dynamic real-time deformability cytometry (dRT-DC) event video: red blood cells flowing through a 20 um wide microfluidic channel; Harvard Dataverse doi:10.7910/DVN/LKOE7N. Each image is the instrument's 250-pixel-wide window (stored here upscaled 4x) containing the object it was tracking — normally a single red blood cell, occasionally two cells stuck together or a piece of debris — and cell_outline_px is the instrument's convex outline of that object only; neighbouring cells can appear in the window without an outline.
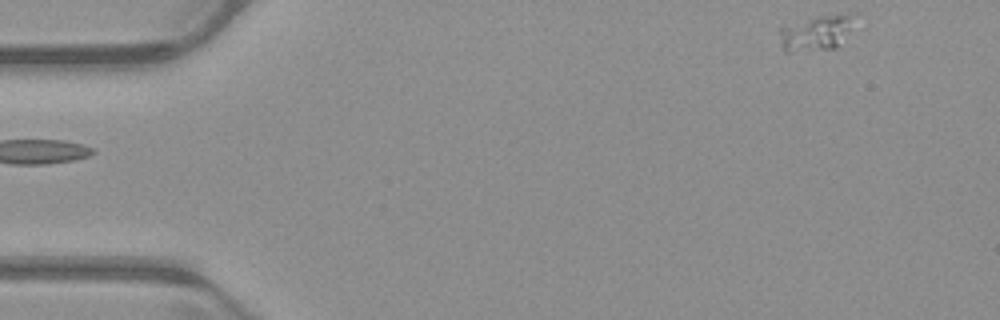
{"species": "common noctule bat (a hibernating species)", "species_latin": "Nyctalus noctula", "temperature_condition": "warm", "stored_images_in_passage": 50, "camera_frame_rate_fps": 3000, "um_per_image_px": 0.085, "animal": {"sex": "male", "body_mass_g": 23.1, "forearm_length_mm": 52.7}, "frame": {"image": 1, "passage_image": 1, "time_ms": 0.0, "image_size_px": [1000, 320], "cell_outline_px": [[848, 28], [836, 48], [792, 52], [788, 52], [784, 48], [780, 32], [780, 28], [816, 16], [848, 16]], "centroid_in_image_um": [69.23, 2.86], "position_along_channel_um": 15.8, "area_um2": 13.87}}
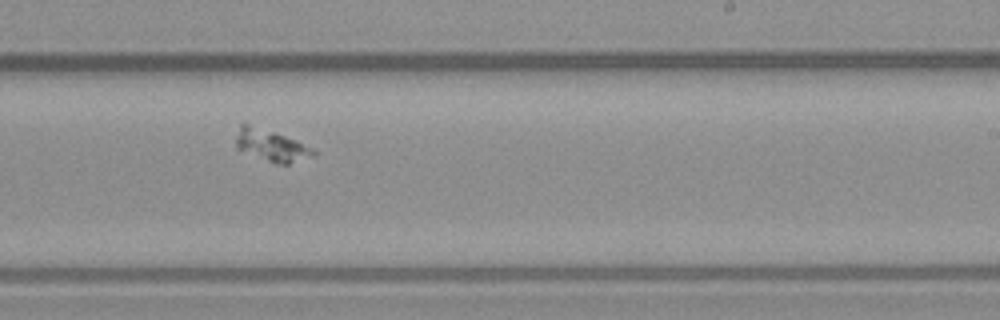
{"frame": {"image": 2, "passage_image": 29, "time_ms": 9.333, "image_size_px": [1000, 320], "cell_outline_px": [[316, 156], [288, 164], [276, 164], [236, 148], [236, 136], [240, 124], [248, 124], [296, 140], [312, 148], [316, 152]], "centroid_in_image_um": [23.08, 12.38], "position_along_channel_um": 265.9, "area_um2": 13.99}}
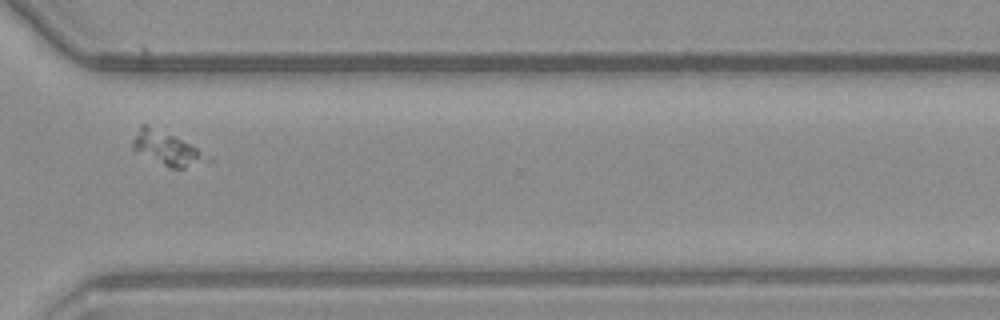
{"frame": {"image": 3, "passage_image": 36, "time_ms": 11.667, "image_size_px": [1000, 320], "cell_outline_px": [[212, 160], [184, 168], [168, 168], [132, 148], [132, 140], [140, 124], [148, 124], [196, 148]], "centroid_in_image_um": [14.13, 12.62], "position_along_channel_um": 356.5, "area_um2": 13.93}}